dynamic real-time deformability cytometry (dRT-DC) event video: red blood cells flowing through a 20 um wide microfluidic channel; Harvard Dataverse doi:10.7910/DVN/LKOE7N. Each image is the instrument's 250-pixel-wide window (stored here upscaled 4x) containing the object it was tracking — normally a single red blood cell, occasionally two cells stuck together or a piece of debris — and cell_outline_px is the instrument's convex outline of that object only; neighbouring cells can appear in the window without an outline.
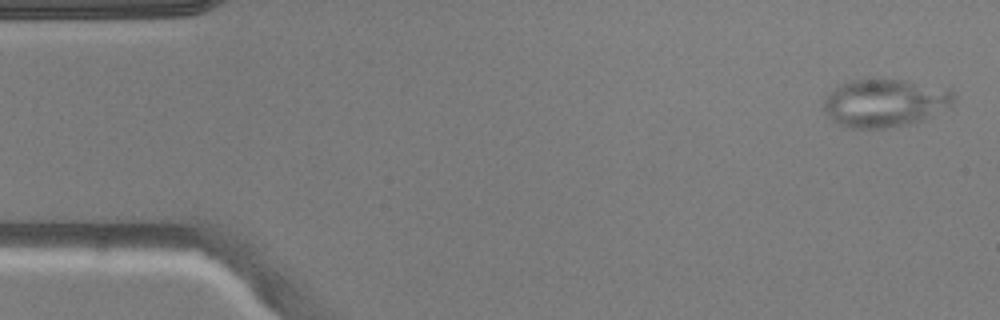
{"species": "common noctule bat (a hibernating species)", "species_latin": "Nyctalus noctula", "temperature_condition": "warm", "stored_images_in_passage": 4, "camera_frame_rate_fps": 3000, "um_per_image_px": 0.085, "animal": {"sex": "male", "body_mass_g": 20.5, "forearm_length_mm": 52.5}, "frame": {"image": 1, "passage_image": 1, "time_ms": 0.0, "image_size_px": [1000, 320], "cell_outline_px": [[956, 96], [952, 108], [924, 120], [908, 124], [884, 128], [852, 128], [836, 124], [824, 112], [824, 100], [828, 92], [840, 84], [848, 80], [908, 80], [952, 88], [956, 92]], "centroid_in_image_um": [75.3, 8.74], "position_along_channel_um": 9.7, "area_um2": 37.22}}